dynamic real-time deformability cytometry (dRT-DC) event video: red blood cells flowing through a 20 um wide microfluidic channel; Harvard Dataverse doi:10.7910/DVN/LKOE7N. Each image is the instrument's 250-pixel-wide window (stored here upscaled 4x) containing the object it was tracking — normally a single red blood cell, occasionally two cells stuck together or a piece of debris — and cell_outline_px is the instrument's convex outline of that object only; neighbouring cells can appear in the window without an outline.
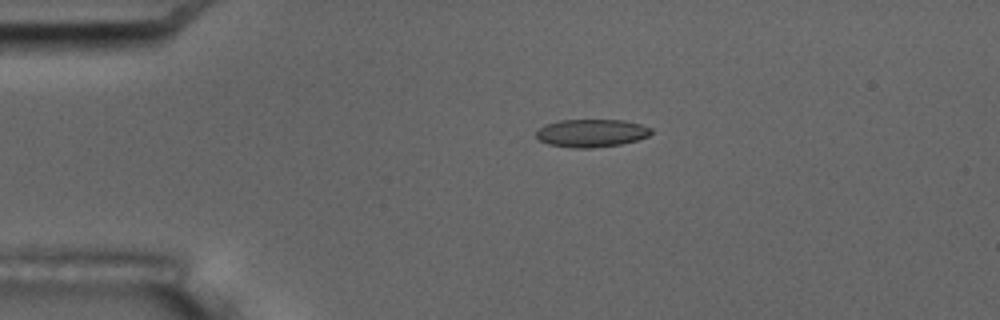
{"species": "common noctule bat (a hibernating species)", "species_latin": "Nyctalus noctula", "temperature_condition": "room temperature", "stored_images_in_passage": 4, "camera_frame_rate_fps": 3000, "um_per_image_px": 0.085, "animal": {"sex": "male", "body_mass_g": 17.5, "forearm_length_mm": 52.3}, "frame": {"image": 1, "passage_image": 3, "time_ms": 3.0, "image_size_px": [1000, 320], "cell_outline_px": [[652, 132], [648, 136], [636, 140], [620, 144], [592, 148], [572, 148], [548, 144], [540, 140], [536, 136], [536, 132], [544, 124], [560, 120], [624, 120], [640, 124], [652, 128]], "centroid_in_image_um": [50.26, 11.31], "position_along_channel_um": 34.7, "area_um2": 18.67}}